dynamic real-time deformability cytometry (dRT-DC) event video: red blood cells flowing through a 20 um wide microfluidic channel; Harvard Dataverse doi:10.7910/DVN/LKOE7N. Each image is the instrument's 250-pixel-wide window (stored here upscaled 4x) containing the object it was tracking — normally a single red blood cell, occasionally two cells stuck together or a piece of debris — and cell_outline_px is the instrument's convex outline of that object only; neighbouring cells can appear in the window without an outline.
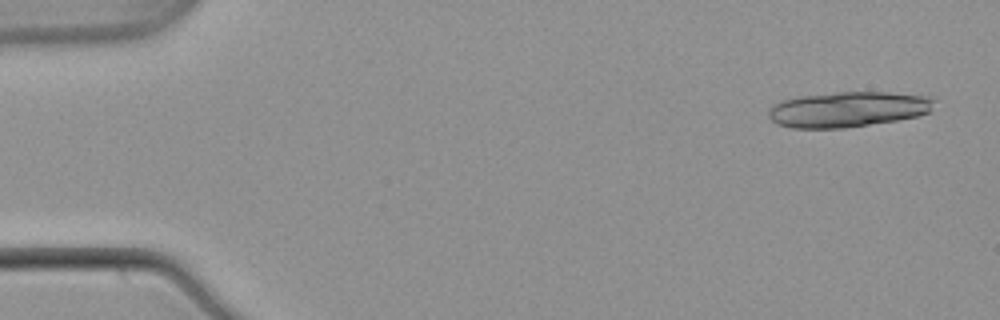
{"species": "common noctule bat (a hibernating species)", "species_latin": "Nyctalus noctula", "temperature_condition": "warm", "stored_images_in_passage": 20, "camera_frame_rate_fps": 3000, "um_per_image_px": 0.085, "animal": {"sex": "male", "body_mass_g": 21.5, "forearm_length_mm": 52.0}, "frame": {"image": 1, "passage_image": 2, "time_ms": 0.333, "image_size_px": [1000, 320], "cell_outline_px": [[936, 100], [928, 112], [916, 116], [896, 120], [844, 128], [792, 128], [776, 124], [768, 116], [768, 108], [772, 104], [780, 100], [800, 96], [836, 92], [888, 92], [936, 96]], "centroid_in_image_um": [72.06, 9.28], "position_along_channel_um": 12.9, "area_um2": 34.51}}